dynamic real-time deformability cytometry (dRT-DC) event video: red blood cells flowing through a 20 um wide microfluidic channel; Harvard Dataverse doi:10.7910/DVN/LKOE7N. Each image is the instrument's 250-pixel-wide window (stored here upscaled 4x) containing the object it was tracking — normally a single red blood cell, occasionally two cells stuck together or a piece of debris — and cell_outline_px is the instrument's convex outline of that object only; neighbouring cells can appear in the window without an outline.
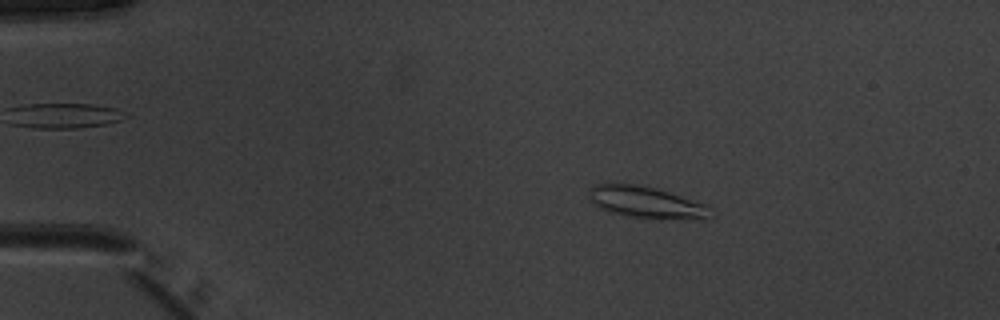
{"species": "common noctule bat (a hibernating species)", "species_latin": "Nyctalus noctula", "temperature_condition": "warm", "stored_images_in_passage": 51, "camera_frame_rate_fps": 3000, "um_per_image_px": 0.085, "animal": {"sex": "male", "body_mass_g": 20.1, "forearm_length_mm": 53.5}, "frame": {"image": 1, "passage_image": 9, "time_ms": 2.667, "image_size_px": [1000, 320], "cell_outline_px": [[704, 220], [700, 220], [628, 216], [608, 212], [592, 204], [588, 196], [588, 188], [596, 184], [636, 184], [656, 188], [704, 204]], "centroid_in_image_um": [54.75, 17.18], "position_along_channel_um": 30.3, "area_um2": 21.73}}
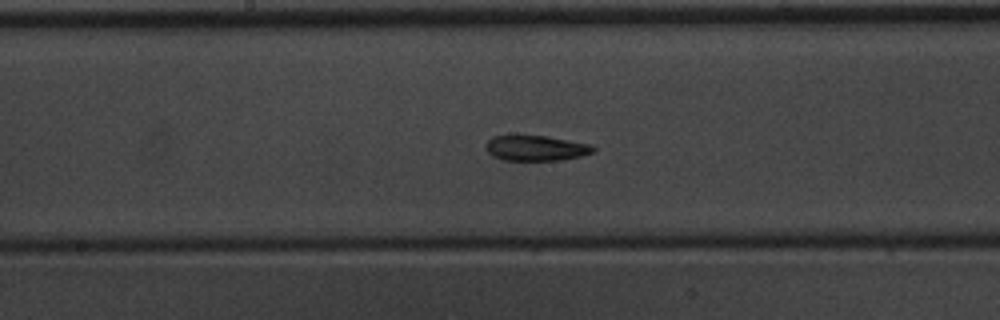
{"frame": {"image": 2, "passage_image": 27, "time_ms": 8.667, "image_size_px": [1000, 320], "cell_outline_px": [[596, 148], [592, 152], [580, 156], [560, 160], [504, 160], [492, 156], [488, 152], [488, 140], [492, 136], [548, 136], [592, 144]], "centroid_in_image_um": [45.6, 12.59], "position_along_channel_um": 202.6, "area_um2": 15.66}}
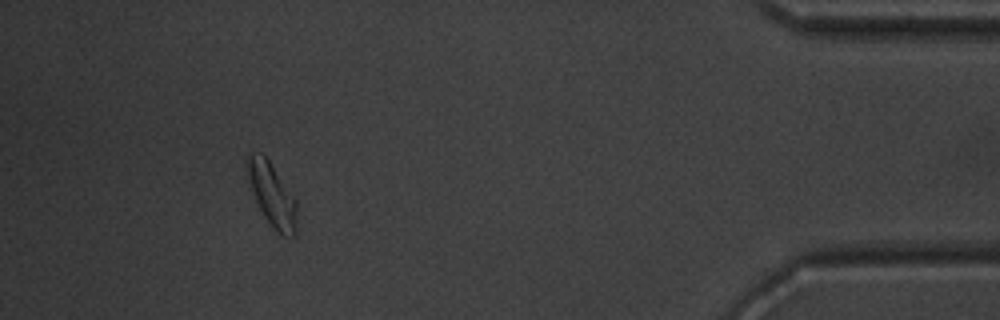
{"frame": {"image": 3, "passage_image": 47, "time_ms": 15.333, "image_size_px": [1000, 320], "cell_outline_px": [[296, 232], [292, 236], [280, 236], [272, 228], [264, 216], [256, 200], [244, 168], [244, 164], [248, 152], [260, 152], [268, 160], [296, 200]], "centroid_in_image_um": [23.08, 16.53], "position_along_channel_um": 412.1, "area_um2": 18.26}, "authors_computed_cell_mechanics": {"area_um2": 16.8776, "velocity_mm_per_s": 3.9482, "shape_relaxation_time_tau1_ms": 4.9919, "shape_relaxation_time_tau2_ms": 2.206, "deformation_change_tau1": 0.1465, "deformation_change_tau2": 0.0854}}